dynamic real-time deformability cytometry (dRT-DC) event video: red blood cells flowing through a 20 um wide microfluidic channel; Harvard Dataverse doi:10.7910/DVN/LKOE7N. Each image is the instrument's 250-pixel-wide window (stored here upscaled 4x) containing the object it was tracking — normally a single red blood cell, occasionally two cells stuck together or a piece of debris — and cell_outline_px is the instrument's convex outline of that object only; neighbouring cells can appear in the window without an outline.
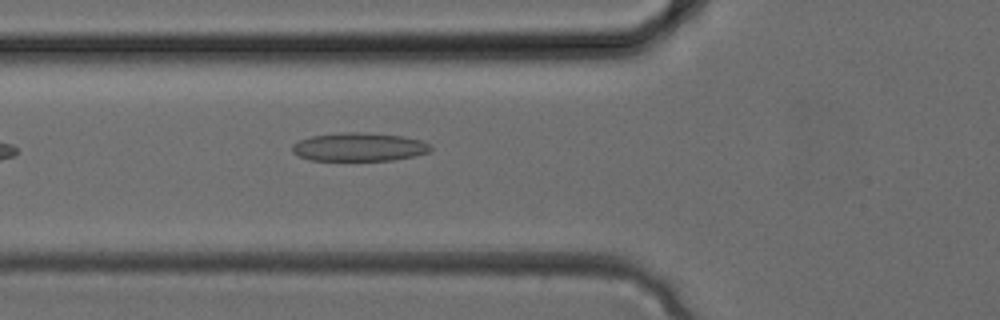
{"species": "common noctule bat (a hibernating species)", "species_latin": "Nyctalus noctula", "temperature_condition": "cold", "stored_images_in_passage": 24, "camera_frame_rate_fps": 3000, "um_per_image_px": 0.085, "animal": {"sex": "female", "body_mass_g": 24.6, "forearm_length_mm": 56.2}, "frame": {"image": 1, "passage_image": 3, "time_ms": 0.667, "image_size_px": [1000, 320], "cell_outline_px": [[432, 148], [428, 152], [412, 156], [392, 160], [308, 160], [292, 152], [292, 144], [300, 140], [312, 136], [340, 132], [360, 132], [400, 136], [420, 140], [432, 144]], "centroid_in_image_um": [30.5, 12.49], "position_along_channel_um": 95.3, "area_um2": 22.77}}
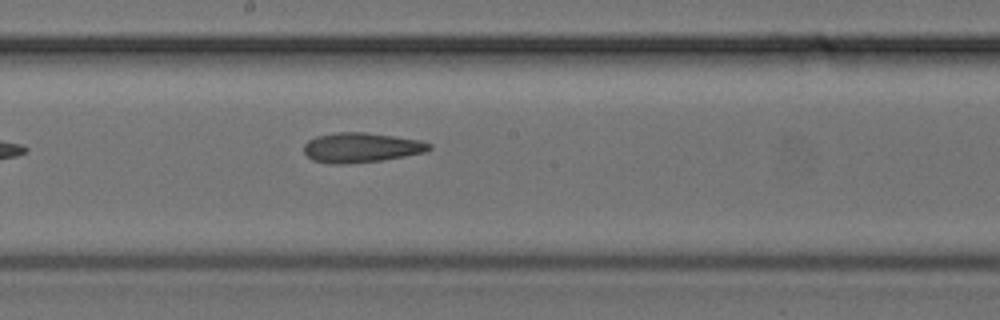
{"frame": {"image": 2, "passage_image": 9, "time_ms": 2.667, "image_size_px": [1000, 320], "cell_outline_px": [[432, 148], [424, 152], [404, 156], [380, 160], [340, 164], [328, 164], [312, 160], [304, 152], [304, 144], [308, 140], [316, 136], [336, 132], [364, 132], [420, 140], [432, 144]], "centroid_in_image_um": [30.67, 12.54], "position_along_channel_um": 217.5, "area_um2": 21.62}}
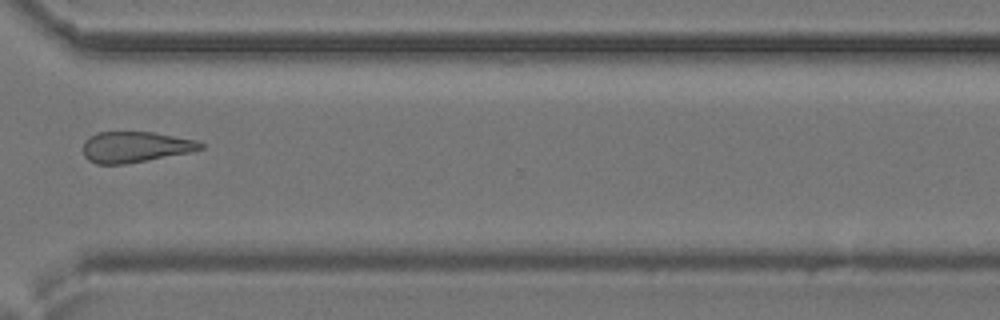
{"frame": {"image": 3, "passage_image": 16, "time_ms": 5.0, "image_size_px": [1000, 320], "cell_outline_px": [[204, 148], [192, 152], [124, 164], [96, 164], [88, 160], [84, 156], [84, 140], [88, 136], [96, 132], [152, 132], [196, 140], [204, 144]], "centroid_in_image_um": [11.48, 12.49], "position_along_channel_um": 359.1, "area_um2": 21.15}}